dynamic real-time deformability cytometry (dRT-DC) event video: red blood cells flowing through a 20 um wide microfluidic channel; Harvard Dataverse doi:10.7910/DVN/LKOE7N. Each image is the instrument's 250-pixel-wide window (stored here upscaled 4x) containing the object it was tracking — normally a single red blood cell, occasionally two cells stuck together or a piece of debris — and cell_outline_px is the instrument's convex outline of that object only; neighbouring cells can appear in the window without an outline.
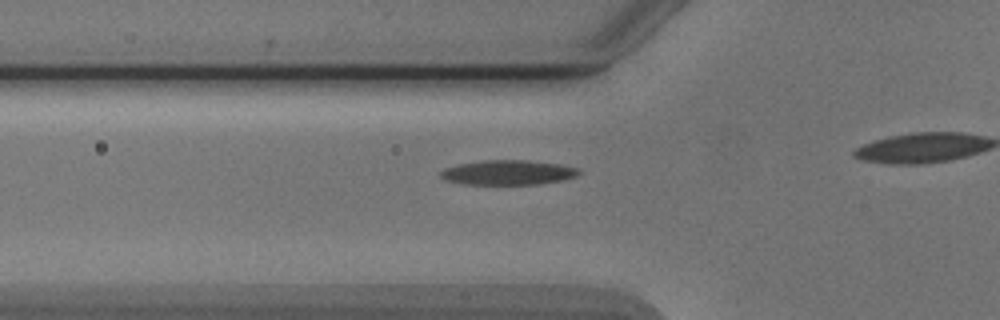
{"species": "Egyptian fruit bat (a non-hibernating species)", "species_latin": "Rousettus aegyptiacus", "temperature_condition": "cold", "stored_images_in_passage": 4, "camera_frame_rate_fps": 3000, "um_per_image_px": 0.085, "animal": {"sex": "male"}, "frame": {"image": 1, "passage_image": 3, "time_ms": 3.0, "image_size_px": [1000, 320], "cell_outline_px": [[580, 172], [576, 176], [564, 180], [540, 184], [464, 184], [448, 180], [440, 176], [440, 172], [444, 168], [456, 164], [484, 160], [528, 160], [560, 164], [580, 168]], "centroid_in_image_um": [43.21, 14.65], "position_along_channel_um": 82.6, "area_um2": 20.0}}